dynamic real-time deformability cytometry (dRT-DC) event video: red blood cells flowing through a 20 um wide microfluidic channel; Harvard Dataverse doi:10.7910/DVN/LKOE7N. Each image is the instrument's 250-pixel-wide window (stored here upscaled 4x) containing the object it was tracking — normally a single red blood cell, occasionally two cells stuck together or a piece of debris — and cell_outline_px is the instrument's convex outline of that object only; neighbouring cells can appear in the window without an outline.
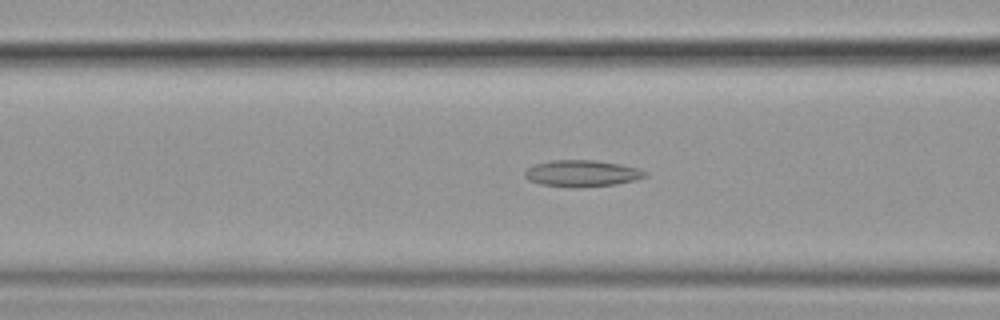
{"species": "common noctule bat (a hibernating species)", "species_latin": "Nyctalus noctula", "temperature_condition": "cold", "stored_images_in_passage": 29, "segment_of_instrument_passage": [1, 2], "camera_frame_rate_fps": 3000, "um_per_image_px": 0.085, "animal": {"sex": "female", "body_mass_g": 19.9}, "frame": {"image": 1, "passage_image": 16, "time_ms": 5.0, "image_size_px": [1000, 320], "cell_outline_px": [[648, 176], [636, 180], [616, 184], [572, 188], [540, 184], [528, 180], [524, 176], [524, 172], [528, 168], [536, 164], [552, 160], [596, 160], [620, 164], [640, 168]], "centroid_in_image_um": [49.47, 14.74], "position_along_channel_um": 117.1, "area_um2": 18.67}}
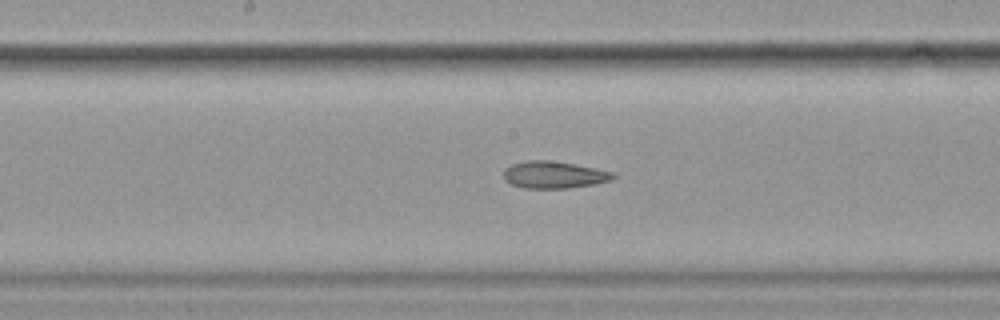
{"frame": {"image": 2, "passage_image": 23, "time_ms": 7.333, "image_size_px": [1000, 320], "cell_outline_px": [[616, 176], [612, 180], [592, 184], [568, 188], [524, 188], [512, 184], [504, 180], [504, 168], [512, 164], [528, 160], [548, 160], [572, 164], [612, 172]], "centroid_in_image_um": [47.04, 14.86], "position_along_channel_um": 201.2, "area_um2": 16.99}}
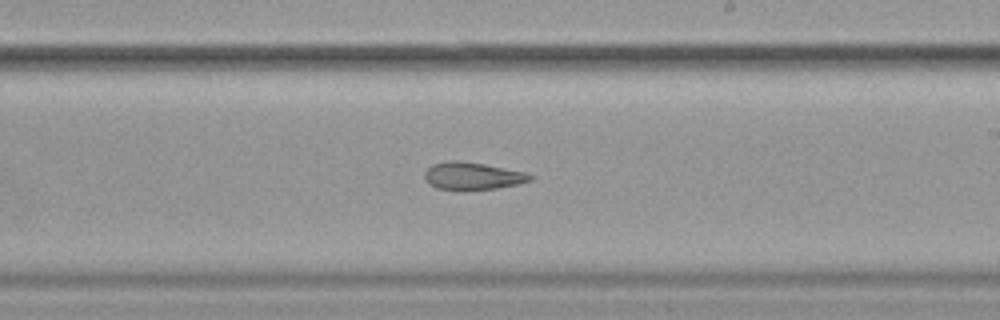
{"frame": {"image": 3, "passage_image": 27, "time_ms": 8.667, "image_size_px": [1000, 320], "cell_outline_px": [[532, 180], [520, 184], [496, 188], [436, 188], [428, 184], [424, 176], [424, 172], [432, 164], [448, 160], [460, 160], [484, 164], [524, 172], [532, 176]], "centroid_in_image_um": [40.14, 14.92], "position_along_channel_um": 248.9, "area_um2": 16.47}}